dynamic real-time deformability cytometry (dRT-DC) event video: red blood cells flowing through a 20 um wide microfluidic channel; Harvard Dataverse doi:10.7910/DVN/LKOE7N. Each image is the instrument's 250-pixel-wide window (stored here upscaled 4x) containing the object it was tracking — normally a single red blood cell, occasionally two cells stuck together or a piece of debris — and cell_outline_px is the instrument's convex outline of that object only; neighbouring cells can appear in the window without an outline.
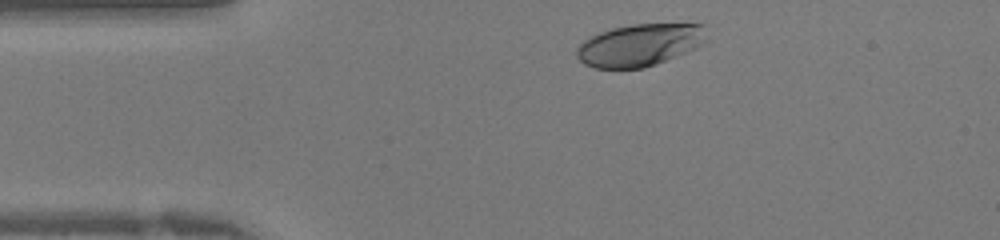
{"species": "human", "species_latin": "Homo sapiens", "temperature_condition": "warm", "stored_images_in_passage": 28, "camera_frame_rate_fps": 3000, "um_per_image_px": 0.085, "donor": {"sex": "female"}, "frame": {"image": 1, "passage_image": 2, "time_ms": 0.333, "image_size_px": [1000, 240], "cell_outline_px": [[704, 44], [696, 48], [656, 64], [644, 68], [596, 68], [584, 64], [576, 56], [576, 48], [588, 36], [612, 28], [632, 24], [704, 24]], "centroid_in_image_um": [54.33, 3.83], "position_along_channel_um": 30.7, "area_um2": 31.91}}
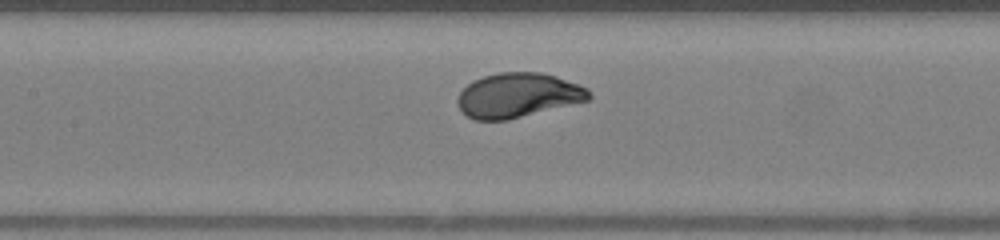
{"frame": {"image": 2, "passage_image": 13, "time_ms": 4.0, "image_size_px": [1000, 240], "cell_outline_px": [[592, 100], [508, 120], [476, 120], [468, 116], [460, 108], [456, 100], [460, 92], [472, 80], [484, 76], [500, 72], [540, 72], [556, 76], [580, 84], [588, 88], [592, 92]], "centroid_in_image_um": [44.09, 8.1], "position_along_channel_um": 163.3, "area_um2": 34.45}}
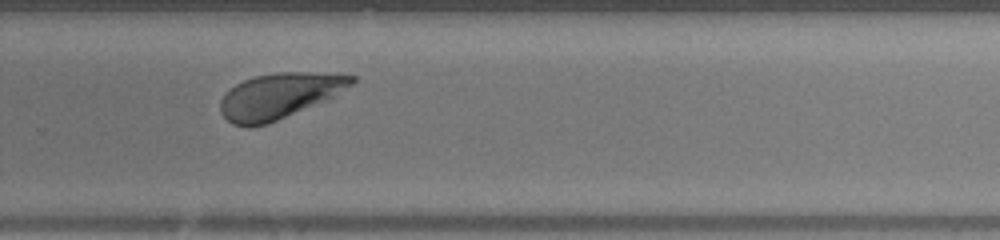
{"frame": {"image": 3, "passage_image": 22, "time_ms": 7.0, "image_size_px": [1000, 240], "cell_outline_px": [[356, 80], [352, 84], [328, 100], [268, 124], [248, 128], [232, 124], [220, 112], [220, 100], [236, 84], [244, 80], [256, 76], [276, 72], [308, 72], [356, 76]], "centroid_in_image_um": [23.73, 8.17], "position_along_channel_um": 306.1, "area_um2": 34.74}}